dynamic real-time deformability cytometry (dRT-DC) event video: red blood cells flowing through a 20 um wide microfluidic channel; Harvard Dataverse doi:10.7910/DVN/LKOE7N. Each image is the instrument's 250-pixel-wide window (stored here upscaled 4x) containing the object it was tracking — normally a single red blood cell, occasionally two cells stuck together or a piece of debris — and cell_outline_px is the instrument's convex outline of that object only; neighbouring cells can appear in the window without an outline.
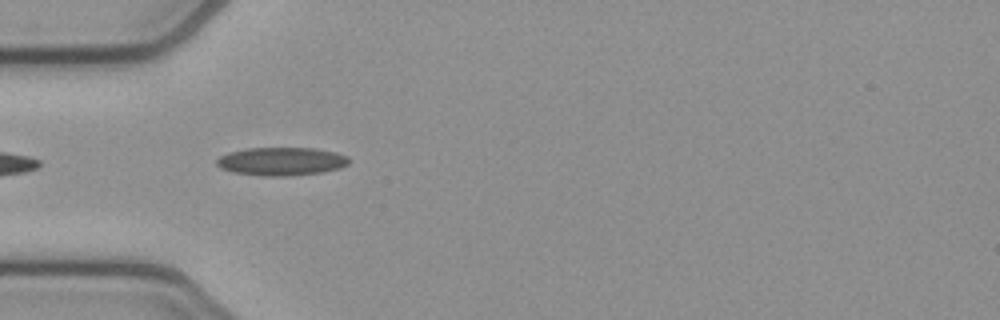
{"species": "common noctule bat (a hibernating species)", "species_latin": "Nyctalus noctula", "temperature_condition": "cold", "stored_images_in_passage": 5, "camera_frame_rate_fps": 3000, "um_per_image_px": 0.085, "animal": {"sex": "female", "body_mass_g": 21.9}, "frame": {"image": 1, "passage_image": 2, "time_ms": 0.333, "image_size_px": [1000, 320], "cell_outline_px": [[348, 164], [340, 168], [320, 172], [288, 176], [264, 176], [232, 172], [220, 168], [216, 164], [216, 160], [220, 156], [228, 152], [248, 148], [316, 148], [336, 152], [348, 156]], "centroid_in_image_um": [23.9, 13.71], "position_along_channel_um": 61.1, "area_um2": 21.79}}